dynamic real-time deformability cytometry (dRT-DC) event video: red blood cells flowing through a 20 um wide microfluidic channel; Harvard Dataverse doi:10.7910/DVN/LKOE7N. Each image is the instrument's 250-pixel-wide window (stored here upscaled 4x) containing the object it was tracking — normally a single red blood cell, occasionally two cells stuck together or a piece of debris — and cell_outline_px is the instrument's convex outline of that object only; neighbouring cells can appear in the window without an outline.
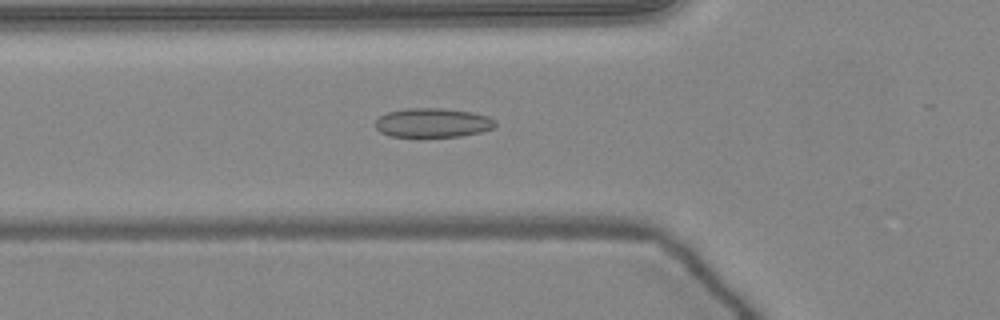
{"species": "common noctule bat (a hibernating species)", "species_latin": "Nyctalus noctula", "temperature_condition": "warm", "stored_images_in_passage": 28, "camera_frame_rate_fps": 3000, "um_per_image_px": 0.085, "animal": {"sex": "female", "body_mass_g": 24.6, "forearm_length_mm": 56.2}, "frame": {"image": 1, "passage_image": 15, "time_ms": 4.667, "image_size_px": [1000, 320], "cell_outline_px": [[496, 124], [492, 128], [480, 132], [460, 136], [388, 136], [380, 132], [376, 128], [376, 120], [380, 116], [388, 112], [408, 108], [440, 108], [472, 112], [488, 116], [496, 120]], "centroid_in_image_um": [36.78, 10.43], "position_along_channel_um": 89.0, "area_um2": 20.23}}
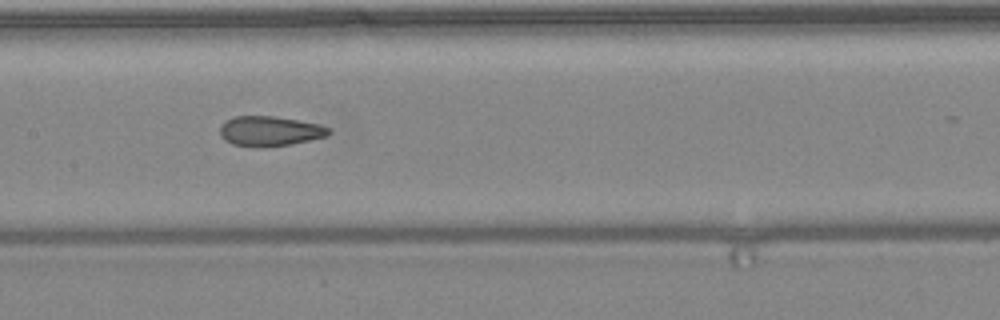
{"frame": {"image": 2, "passage_image": 22, "time_ms": 7.0, "image_size_px": [1000, 320], "cell_outline_px": [[332, 132], [328, 136], [292, 144], [260, 148], [232, 144], [224, 140], [220, 136], [220, 128], [224, 120], [236, 116], [272, 116], [320, 124], [332, 128]], "centroid_in_image_um": [22.95, 11.15], "position_along_channel_um": 184.5, "area_um2": 19.25}}
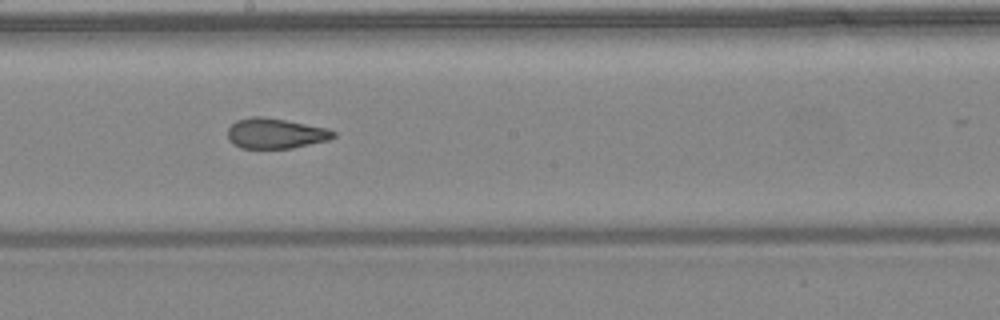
{"frame": {"image": 3, "passage_image": 25, "time_ms": 8.0, "image_size_px": [1000, 320], "cell_outline_px": [[336, 136], [328, 140], [292, 148], [240, 148], [232, 144], [228, 140], [228, 128], [236, 120], [252, 116], [264, 116], [328, 128], [336, 132]], "centroid_in_image_um": [23.4, 11.33], "position_along_channel_um": 224.8, "area_um2": 18.79}}